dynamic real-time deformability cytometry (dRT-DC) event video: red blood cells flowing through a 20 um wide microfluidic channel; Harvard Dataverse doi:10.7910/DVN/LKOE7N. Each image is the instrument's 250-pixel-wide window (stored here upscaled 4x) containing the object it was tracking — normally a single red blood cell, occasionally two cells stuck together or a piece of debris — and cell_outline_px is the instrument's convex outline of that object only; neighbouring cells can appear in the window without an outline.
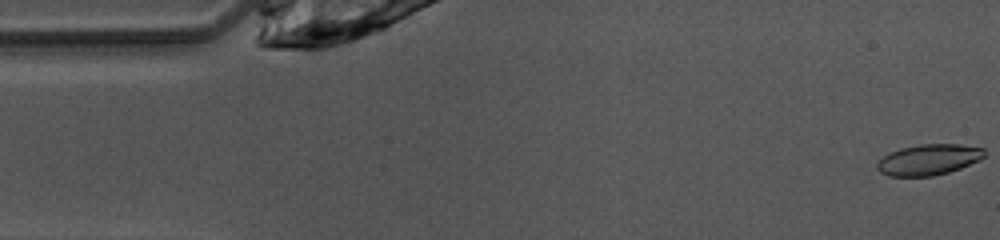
{"species": "common noctule bat (a hibernating species)", "species_latin": "Nyctalus noctula", "temperature_condition": "warm", "stored_images_in_passage": 39, "camera_frame_rate_fps": 3000, "um_per_image_px": 0.085, "animal": {"sex": "female", "body_mass_g": 10.0, "forearm_length_mm": 53.1}, "frame": {"image": 1, "passage_image": 1, "time_ms": 0.0, "image_size_px": [1000, 240], "cell_outline_px": [[984, 156], [980, 160], [960, 168], [948, 172], [932, 176], [888, 176], [880, 172], [876, 168], [876, 164], [884, 156], [900, 148], [920, 144], [960, 144], [984, 148]], "centroid_in_image_um": [78.94, 13.57], "position_along_channel_um": 6.1, "area_um2": 19.19}}
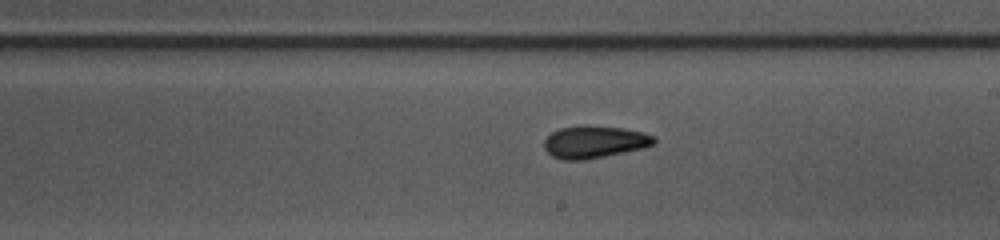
{"frame": {"image": 2, "passage_image": 26, "time_ms": 8.333, "image_size_px": [1000, 240], "cell_outline_px": [[656, 144], [644, 148], [584, 160], [560, 160], [552, 156], [544, 148], [544, 140], [552, 132], [560, 128], [588, 124], [624, 128], [644, 132], [656, 136]], "centroid_in_image_um": [50.56, 12.05], "position_along_channel_um": 238.4, "area_um2": 21.04}}
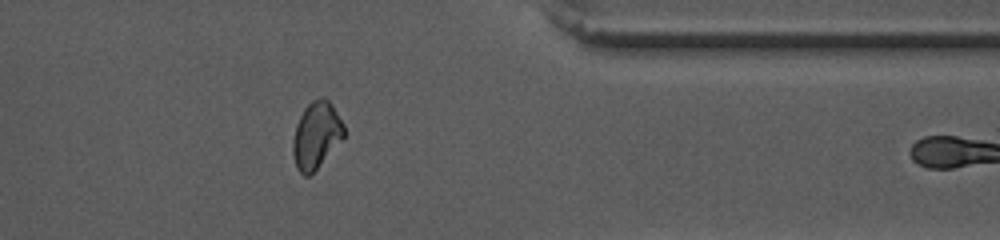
{"frame": {"image": 3, "passage_image": 38, "time_ms": 12.333, "image_size_px": [1000, 240], "cell_outline_px": [[344, 136], [316, 168], [308, 176], [304, 176], [296, 168], [292, 152], [292, 140], [296, 124], [304, 108], [312, 100], [324, 96], [332, 104], [344, 124]], "centroid_in_image_um": [26.86, 11.46], "position_along_channel_um": 384.5, "area_um2": 19.65}}